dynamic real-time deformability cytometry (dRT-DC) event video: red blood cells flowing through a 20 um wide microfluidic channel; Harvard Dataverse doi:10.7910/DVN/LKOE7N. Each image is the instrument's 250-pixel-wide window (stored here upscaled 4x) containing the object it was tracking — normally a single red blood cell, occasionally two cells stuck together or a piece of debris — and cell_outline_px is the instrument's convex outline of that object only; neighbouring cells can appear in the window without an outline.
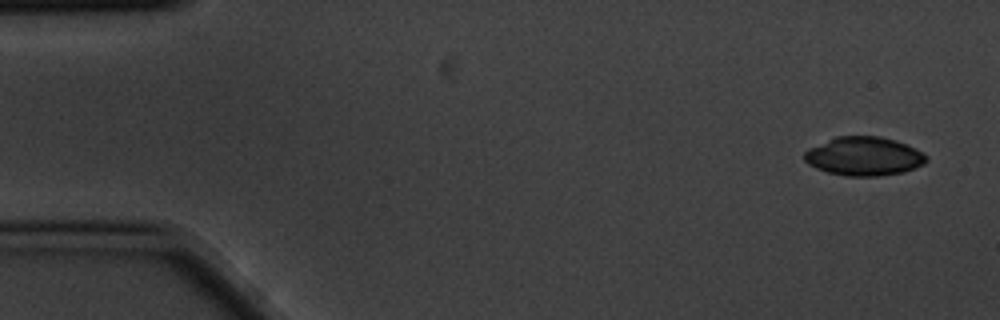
{"species": "common noctule bat (a hibernating species)", "species_latin": "Nyctalus noctula", "temperature_condition": "cold", "stored_images_in_passage": 6, "camera_frame_rate_fps": 3000, "um_per_image_px": 0.085, "animal": {"sex": "male", "body_mass_g": 20.1, "forearm_length_mm": 53.5}, "frame": {"image": 1, "passage_image": 1, "time_ms": 0.0, "image_size_px": [1000, 320], "cell_outline_px": [[928, 160], [924, 164], [904, 172], [880, 176], [844, 176], [828, 172], [816, 168], [808, 164], [804, 160], [804, 152], [808, 148], [836, 136], [880, 136], [896, 140], [916, 148], [924, 152], [928, 156]], "centroid_in_image_um": [73.45, 13.28], "position_along_channel_um": 11.5, "area_um2": 27.86}}
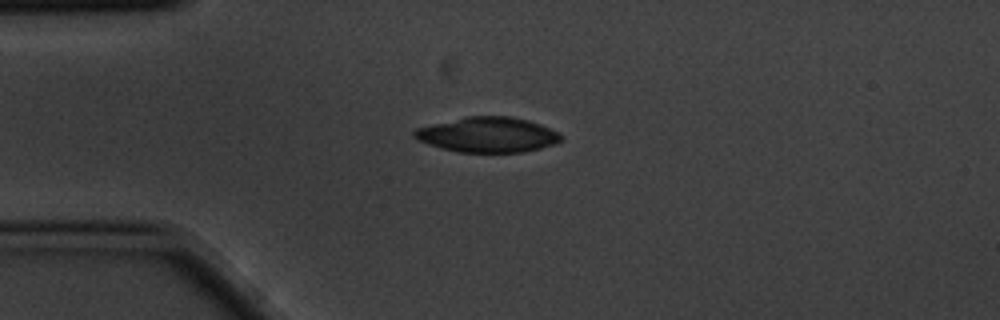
{"frame": {"image": 2, "passage_image": 4, "time_ms": 1.0, "image_size_px": [1000, 320], "cell_outline_px": [[564, 140], [556, 144], [540, 148], [520, 152], [456, 152], [440, 148], [416, 140], [412, 136], [412, 132], [416, 128], [464, 116], [512, 116], [528, 120], [540, 124], [560, 132], [564, 136]], "centroid_in_image_um": [41.47, 11.45], "position_along_channel_um": 43.5, "area_um2": 30.46}}